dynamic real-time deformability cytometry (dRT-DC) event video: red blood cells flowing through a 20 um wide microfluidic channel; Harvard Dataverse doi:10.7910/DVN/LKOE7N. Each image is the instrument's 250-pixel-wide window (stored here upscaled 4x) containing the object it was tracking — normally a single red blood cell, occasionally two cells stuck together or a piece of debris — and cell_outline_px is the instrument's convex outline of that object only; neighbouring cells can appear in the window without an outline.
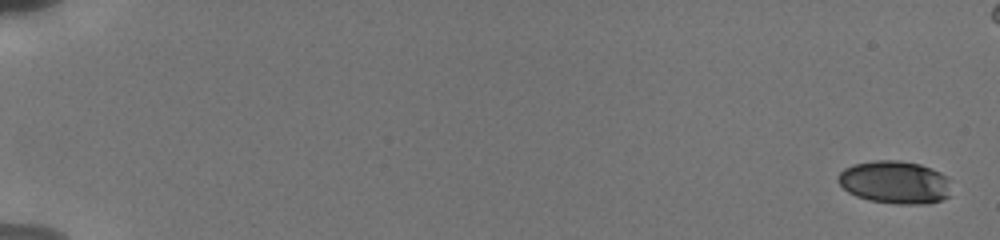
{"species": "human", "species_latin": "Homo sapiens", "temperature_condition": "cold", "stored_images_in_passage": 20, "camera_frame_rate_fps": 3000, "um_per_image_px": 0.085, "donor": {"sex": "male"}, "frame": {"image": 1, "passage_image": 1, "time_ms": 0.0, "image_size_px": [1000, 240], "cell_outline_px": [[948, 196], [940, 200], [928, 204], [896, 204], [868, 200], [856, 196], [848, 192], [836, 180], [836, 176], [844, 168], [856, 164], [876, 160], [900, 160], [920, 164], [932, 168], [948, 176]], "centroid_in_image_um": [76.04, 15.49], "position_along_channel_um": 9.0, "area_um2": 28.32}}
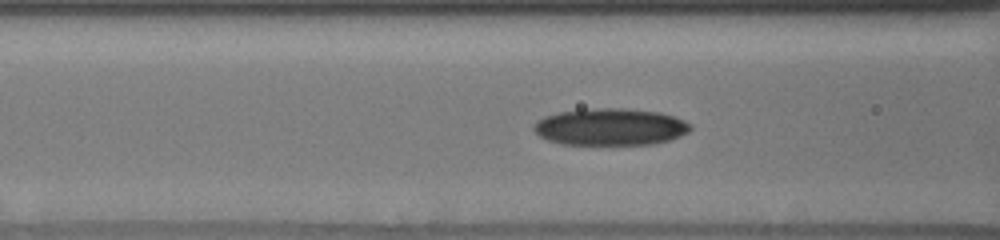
{"frame": {"image": 2, "passage_image": 17, "time_ms": 8.0, "image_size_px": [1000, 240], "cell_outline_px": [[692, 128], [688, 132], [680, 136], [668, 140], [652, 144], [560, 144], [548, 140], [540, 136], [532, 128], [536, 120], [544, 116], [560, 112], [596, 108], [624, 108], [660, 112], [684, 120], [692, 124]], "centroid_in_image_um": [51.88, 10.78], "position_along_channel_um": 114.7, "area_um2": 33.7}}
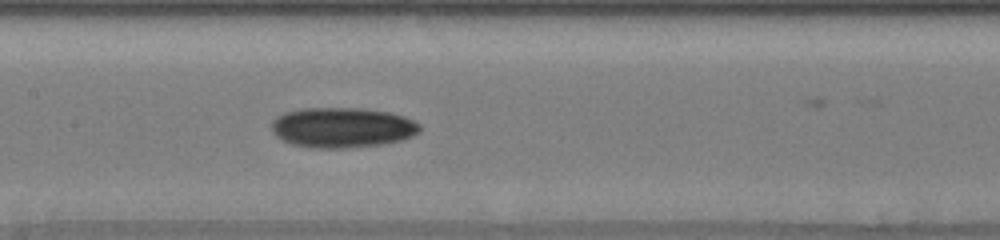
{"frame": {"image": 3, "passage_image": 20, "time_ms": 9.667, "image_size_px": [1000, 240], "cell_outline_px": [[420, 132], [404, 140], [384, 144], [344, 148], [312, 148], [292, 144], [276, 136], [272, 132], [272, 120], [276, 116], [284, 112], [300, 108], [360, 108], [388, 112], [404, 116], [420, 124]], "centroid_in_image_um": [29.09, 10.84], "position_along_channel_um": 178.3, "area_um2": 34.97}}